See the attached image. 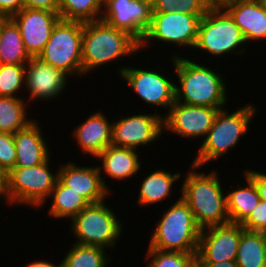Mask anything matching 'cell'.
I'll return each mask as SVG.
<instances>
[{"mask_svg": "<svg viewBox=\"0 0 266 267\" xmlns=\"http://www.w3.org/2000/svg\"><path fill=\"white\" fill-rule=\"evenodd\" d=\"M246 44L230 15L220 5H214L200 20L194 51H204L213 58L233 53L245 55Z\"/></svg>", "mask_w": 266, "mask_h": 267, "instance_id": "obj_6", "label": "cell"}, {"mask_svg": "<svg viewBox=\"0 0 266 267\" xmlns=\"http://www.w3.org/2000/svg\"><path fill=\"white\" fill-rule=\"evenodd\" d=\"M69 78L62 70L52 67L39 57H31L25 65V90L29 96L27 101L57 99L68 87Z\"/></svg>", "mask_w": 266, "mask_h": 267, "instance_id": "obj_16", "label": "cell"}, {"mask_svg": "<svg viewBox=\"0 0 266 267\" xmlns=\"http://www.w3.org/2000/svg\"><path fill=\"white\" fill-rule=\"evenodd\" d=\"M260 1L263 4V7L266 9V0H260Z\"/></svg>", "mask_w": 266, "mask_h": 267, "instance_id": "obj_44", "label": "cell"}, {"mask_svg": "<svg viewBox=\"0 0 266 267\" xmlns=\"http://www.w3.org/2000/svg\"><path fill=\"white\" fill-rule=\"evenodd\" d=\"M103 0H59L62 20L83 23L101 20Z\"/></svg>", "mask_w": 266, "mask_h": 267, "instance_id": "obj_30", "label": "cell"}, {"mask_svg": "<svg viewBox=\"0 0 266 267\" xmlns=\"http://www.w3.org/2000/svg\"><path fill=\"white\" fill-rule=\"evenodd\" d=\"M126 116L112 122V145L138 150L162 137L164 126L160 112Z\"/></svg>", "mask_w": 266, "mask_h": 267, "instance_id": "obj_12", "label": "cell"}, {"mask_svg": "<svg viewBox=\"0 0 266 267\" xmlns=\"http://www.w3.org/2000/svg\"><path fill=\"white\" fill-rule=\"evenodd\" d=\"M204 15H187L178 11L169 13L153 12L152 23L140 42V49L144 50L152 42H162L171 46L187 47L194 49L198 28Z\"/></svg>", "mask_w": 266, "mask_h": 267, "instance_id": "obj_10", "label": "cell"}, {"mask_svg": "<svg viewBox=\"0 0 266 267\" xmlns=\"http://www.w3.org/2000/svg\"><path fill=\"white\" fill-rule=\"evenodd\" d=\"M51 156L31 167H14L8 172L9 193L15 206H30L39 210L46 205L58 179L51 171Z\"/></svg>", "mask_w": 266, "mask_h": 267, "instance_id": "obj_9", "label": "cell"}, {"mask_svg": "<svg viewBox=\"0 0 266 267\" xmlns=\"http://www.w3.org/2000/svg\"><path fill=\"white\" fill-rule=\"evenodd\" d=\"M49 199L52 201L48 210L49 217L55 219L72 220L90 204L84 197L65 186L59 179H57L48 201Z\"/></svg>", "mask_w": 266, "mask_h": 267, "instance_id": "obj_26", "label": "cell"}, {"mask_svg": "<svg viewBox=\"0 0 266 267\" xmlns=\"http://www.w3.org/2000/svg\"><path fill=\"white\" fill-rule=\"evenodd\" d=\"M262 233H263V236H264L265 242H266V228L262 231Z\"/></svg>", "mask_w": 266, "mask_h": 267, "instance_id": "obj_45", "label": "cell"}, {"mask_svg": "<svg viewBox=\"0 0 266 267\" xmlns=\"http://www.w3.org/2000/svg\"><path fill=\"white\" fill-rule=\"evenodd\" d=\"M241 226L248 231L262 232L266 228V202L260 200Z\"/></svg>", "mask_w": 266, "mask_h": 267, "instance_id": "obj_35", "label": "cell"}, {"mask_svg": "<svg viewBox=\"0 0 266 267\" xmlns=\"http://www.w3.org/2000/svg\"><path fill=\"white\" fill-rule=\"evenodd\" d=\"M220 6L240 28L247 44L266 40V9L260 0H226Z\"/></svg>", "mask_w": 266, "mask_h": 267, "instance_id": "obj_19", "label": "cell"}, {"mask_svg": "<svg viewBox=\"0 0 266 267\" xmlns=\"http://www.w3.org/2000/svg\"><path fill=\"white\" fill-rule=\"evenodd\" d=\"M241 224L228 223L201 230L197 250V262L235 260L241 233Z\"/></svg>", "mask_w": 266, "mask_h": 267, "instance_id": "obj_15", "label": "cell"}, {"mask_svg": "<svg viewBox=\"0 0 266 267\" xmlns=\"http://www.w3.org/2000/svg\"><path fill=\"white\" fill-rule=\"evenodd\" d=\"M225 109H219L217 112L212 127L202 140L195 159L190 163L199 169L227 156L229 150L239 143L240 138L248 134L249 125L257 113V108L251 103L239 107L238 110L236 108V111L231 113Z\"/></svg>", "mask_w": 266, "mask_h": 267, "instance_id": "obj_4", "label": "cell"}, {"mask_svg": "<svg viewBox=\"0 0 266 267\" xmlns=\"http://www.w3.org/2000/svg\"><path fill=\"white\" fill-rule=\"evenodd\" d=\"M244 177L246 186L226 192L230 223L242 224L261 200L255 183L247 175L244 174Z\"/></svg>", "mask_w": 266, "mask_h": 267, "instance_id": "obj_24", "label": "cell"}, {"mask_svg": "<svg viewBox=\"0 0 266 267\" xmlns=\"http://www.w3.org/2000/svg\"><path fill=\"white\" fill-rule=\"evenodd\" d=\"M16 147L14 134L0 132V170L9 172L15 167Z\"/></svg>", "mask_w": 266, "mask_h": 267, "instance_id": "obj_34", "label": "cell"}, {"mask_svg": "<svg viewBox=\"0 0 266 267\" xmlns=\"http://www.w3.org/2000/svg\"><path fill=\"white\" fill-rule=\"evenodd\" d=\"M224 107H209L187 105L177 101L170 107L163 118L164 132L176 134L187 140L205 138L219 109Z\"/></svg>", "mask_w": 266, "mask_h": 267, "instance_id": "obj_14", "label": "cell"}, {"mask_svg": "<svg viewBox=\"0 0 266 267\" xmlns=\"http://www.w3.org/2000/svg\"><path fill=\"white\" fill-rule=\"evenodd\" d=\"M4 198V203L14 206V202L9 193L8 172L0 170V201Z\"/></svg>", "mask_w": 266, "mask_h": 267, "instance_id": "obj_39", "label": "cell"}, {"mask_svg": "<svg viewBox=\"0 0 266 267\" xmlns=\"http://www.w3.org/2000/svg\"><path fill=\"white\" fill-rule=\"evenodd\" d=\"M140 43L128 32L98 20L84 23L82 35L83 75L105 63L122 60L123 57L136 56ZM122 57V58H121Z\"/></svg>", "mask_w": 266, "mask_h": 267, "instance_id": "obj_3", "label": "cell"}, {"mask_svg": "<svg viewBox=\"0 0 266 267\" xmlns=\"http://www.w3.org/2000/svg\"><path fill=\"white\" fill-rule=\"evenodd\" d=\"M83 26V22L60 19L38 57L71 78L82 77Z\"/></svg>", "mask_w": 266, "mask_h": 267, "instance_id": "obj_8", "label": "cell"}, {"mask_svg": "<svg viewBox=\"0 0 266 267\" xmlns=\"http://www.w3.org/2000/svg\"><path fill=\"white\" fill-rule=\"evenodd\" d=\"M26 267H61V262L56 265V263L54 264V262H49L47 259L46 260H34L31 263L27 264Z\"/></svg>", "mask_w": 266, "mask_h": 267, "instance_id": "obj_41", "label": "cell"}, {"mask_svg": "<svg viewBox=\"0 0 266 267\" xmlns=\"http://www.w3.org/2000/svg\"><path fill=\"white\" fill-rule=\"evenodd\" d=\"M266 261V242L262 232L244 230L235 262L238 267H262Z\"/></svg>", "mask_w": 266, "mask_h": 267, "instance_id": "obj_28", "label": "cell"}, {"mask_svg": "<svg viewBox=\"0 0 266 267\" xmlns=\"http://www.w3.org/2000/svg\"><path fill=\"white\" fill-rule=\"evenodd\" d=\"M163 169L155 170L147 174L143 181L140 183V190L138 191L137 203L141 207L159 205L160 202L170 198L175 189V182H178L182 176L181 173H173ZM159 203V204H158Z\"/></svg>", "mask_w": 266, "mask_h": 267, "instance_id": "obj_23", "label": "cell"}, {"mask_svg": "<svg viewBox=\"0 0 266 267\" xmlns=\"http://www.w3.org/2000/svg\"><path fill=\"white\" fill-rule=\"evenodd\" d=\"M24 8L59 12V0H23Z\"/></svg>", "mask_w": 266, "mask_h": 267, "instance_id": "obj_38", "label": "cell"}, {"mask_svg": "<svg viewBox=\"0 0 266 267\" xmlns=\"http://www.w3.org/2000/svg\"><path fill=\"white\" fill-rule=\"evenodd\" d=\"M196 267H238L235 260L220 262H196Z\"/></svg>", "mask_w": 266, "mask_h": 267, "instance_id": "obj_40", "label": "cell"}, {"mask_svg": "<svg viewBox=\"0 0 266 267\" xmlns=\"http://www.w3.org/2000/svg\"><path fill=\"white\" fill-rule=\"evenodd\" d=\"M190 165L187 174H184L180 195L193 212L197 225L204 229L230 223L226 190L219 180V172L201 173L198 166Z\"/></svg>", "mask_w": 266, "mask_h": 267, "instance_id": "obj_2", "label": "cell"}, {"mask_svg": "<svg viewBox=\"0 0 266 267\" xmlns=\"http://www.w3.org/2000/svg\"><path fill=\"white\" fill-rule=\"evenodd\" d=\"M25 98L0 96V132L14 134L35 120L28 116L26 109L30 104Z\"/></svg>", "mask_w": 266, "mask_h": 267, "instance_id": "obj_27", "label": "cell"}, {"mask_svg": "<svg viewBox=\"0 0 266 267\" xmlns=\"http://www.w3.org/2000/svg\"><path fill=\"white\" fill-rule=\"evenodd\" d=\"M151 0H103L101 20L128 32L139 43L152 23Z\"/></svg>", "mask_w": 266, "mask_h": 267, "instance_id": "obj_13", "label": "cell"}, {"mask_svg": "<svg viewBox=\"0 0 266 267\" xmlns=\"http://www.w3.org/2000/svg\"><path fill=\"white\" fill-rule=\"evenodd\" d=\"M6 17L0 16V32H1V25L6 20Z\"/></svg>", "mask_w": 266, "mask_h": 267, "instance_id": "obj_43", "label": "cell"}, {"mask_svg": "<svg viewBox=\"0 0 266 267\" xmlns=\"http://www.w3.org/2000/svg\"><path fill=\"white\" fill-rule=\"evenodd\" d=\"M22 89H25V65L0 64V96L19 98L17 94Z\"/></svg>", "mask_w": 266, "mask_h": 267, "instance_id": "obj_33", "label": "cell"}, {"mask_svg": "<svg viewBox=\"0 0 266 267\" xmlns=\"http://www.w3.org/2000/svg\"><path fill=\"white\" fill-rule=\"evenodd\" d=\"M177 199L156 222L148 247L162 251L197 253L202 229L197 225L188 204L181 196Z\"/></svg>", "mask_w": 266, "mask_h": 267, "instance_id": "obj_5", "label": "cell"}, {"mask_svg": "<svg viewBox=\"0 0 266 267\" xmlns=\"http://www.w3.org/2000/svg\"><path fill=\"white\" fill-rule=\"evenodd\" d=\"M153 12L178 11L187 15H204L213 6L211 0H153Z\"/></svg>", "mask_w": 266, "mask_h": 267, "instance_id": "obj_32", "label": "cell"}, {"mask_svg": "<svg viewBox=\"0 0 266 267\" xmlns=\"http://www.w3.org/2000/svg\"><path fill=\"white\" fill-rule=\"evenodd\" d=\"M37 118L26 128L14 133L16 147L15 167L37 166L50 157V148L44 139L43 131Z\"/></svg>", "mask_w": 266, "mask_h": 267, "instance_id": "obj_22", "label": "cell"}, {"mask_svg": "<svg viewBox=\"0 0 266 267\" xmlns=\"http://www.w3.org/2000/svg\"><path fill=\"white\" fill-rule=\"evenodd\" d=\"M30 59L19 27L11 18H7L1 25L0 64L26 65Z\"/></svg>", "mask_w": 266, "mask_h": 267, "instance_id": "obj_25", "label": "cell"}, {"mask_svg": "<svg viewBox=\"0 0 266 267\" xmlns=\"http://www.w3.org/2000/svg\"><path fill=\"white\" fill-rule=\"evenodd\" d=\"M138 67L119 66L118 75L126 81L125 83L135 92L134 94L138 96V99L141 98L147 106L165 109L167 112L163 116L164 118L176 101V80L172 82L173 78H170V76L173 77L172 74L166 73L168 77L162 70Z\"/></svg>", "mask_w": 266, "mask_h": 267, "instance_id": "obj_11", "label": "cell"}, {"mask_svg": "<svg viewBox=\"0 0 266 267\" xmlns=\"http://www.w3.org/2000/svg\"><path fill=\"white\" fill-rule=\"evenodd\" d=\"M11 19L19 27L29 55L38 57L48 42L52 29L61 18L59 12L23 8Z\"/></svg>", "mask_w": 266, "mask_h": 267, "instance_id": "obj_17", "label": "cell"}, {"mask_svg": "<svg viewBox=\"0 0 266 267\" xmlns=\"http://www.w3.org/2000/svg\"><path fill=\"white\" fill-rule=\"evenodd\" d=\"M173 54V55H172ZM171 58L177 82L176 101L187 105L227 107V84L222 74L193 58L172 53Z\"/></svg>", "mask_w": 266, "mask_h": 267, "instance_id": "obj_1", "label": "cell"}, {"mask_svg": "<svg viewBox=\"0 0 266 267\" xmlns=\"http://www.w3.org/2000/svg\"><path fill=\"white\" fill-rule=\"evenodd\" d=\"M145 255L147 267H196L197 262V253L147 248Z\"/></svg>", "mask_w": 266, "mask_h": 267, "instance_id": "obj_31", "label": "cell"}, {"mask_svg": "<svg viewBox=\"0 0 266 267\" xmlns=\"http://www.w3.org/2000/svg\"><path fill=\"white\" fill-rule=\"evenodd\" d=\"M23 8V0H0V16L11 18Z\"/></svg>", "mask_w": 266, "mask_h": 267, "instance_id": "obj_37", "label": "cell"}, {"mask_svg": "<svg viewBox=\"0 0 266 267\" xmlns=\"http://www.w3.org/2000/svg\"><path fill=\"white\" fill-rule=\"evenodd\" d=\"M114 212L105 200L89 204L71 220L70 233L77 240L74 243L110 250L115 248L124 232V225Z\"/></svg>", "mask_w": 266, "mask_h": 267, "instance_id": "obj_7", "label": "cell"}, {"mask_svg": "<svg viewBox=\"0 0 266 267\" xmlns=\"http://www.w3.org/2000/svg\"><path fill=\"white\" fill-rule=\"evenodd\" d=\"M214 5H220L222 2L226 0H211Z\"/></svg>", "mask_w": 266, "mask_h": 267, "instance_id": "obj_42", "label": "cell"}, {"mask_svg": "<svg viewBox=\"0 0 266 267\" xmlns=\"http://www.w3.org/2000/svg\"><path fill=\"white\" fill-rule=\"evenodd\" d=\"M139 153L136 149L117 147L110 145L106 147L96 158L101 161V165H97L102 177V182L106 189L113 194L107 184L103 174L109 178L117 180L132 179L141 171V160H139ZM104 171V172H103ZM103 173V174H102ZM107 185V186H106Z\"/></svg>", "mask_w": 266, "mask_h": 267, "instance_id": "obj_21", "label": "cell"}, {"mask_svg": "<svg viewBox=\"0 0 266 267\" xmlns=\"http://www.w3.org/2000/svg\"><path fill=\"white\" fill-rule=\"evenodd\" d=\"M106 250L99 246L74 243L63 257L61 267H108L111 258Z\"/></svg>", "mask_w": 266, "mask_h": 267, "instance_id": "obj_29", "label": "cell"}, {"mask_svg": "<svg viewBox=\"0 0 266 267\" xmlns=\"http://www.w3.org/2000/svg\"><path fill=\"white\" fill-rule=\"evenodd\" d=\"M112 122L106 113L97 110L73 130L72 137L82 154L96 158L106 147L112 145Z\"/></svg>", "mask_w": 266, "mask_h": 267, "instance_id": "obj_20", "label": "cell"}, {"mask_svg": "<svg viewBox=\"0 0 266 267\" xmlns=\"http://www.w3.org/2000/svg\"><path fill=\"white\" fill-rule=\"evenodd\" d=\"M57 172L58 179L65 186L79 193L90 204L107 200L111 194L102 182L97 163L95 166L82 167L74 161H68L65 164H60Z\"/></svg>", "mask_w": 266, "mask_h": 267, "instance_id": "obj_18", "label": "cell"}, {"mask_svg": "<svg viewBox=\"0 0 266 267\" xmlns=\"http://www.w3.org/2000/svg\"><path fill=\"white\" fill-rule=\"evenodd\" d=\"M244 174L255 183L260 199L266 202V173L248 168L244 170Z\"/></svg>", "mask_w": 266, "mask_h": 267, "instance_id": "obj_36", "label": "cell"}]
</instances>
